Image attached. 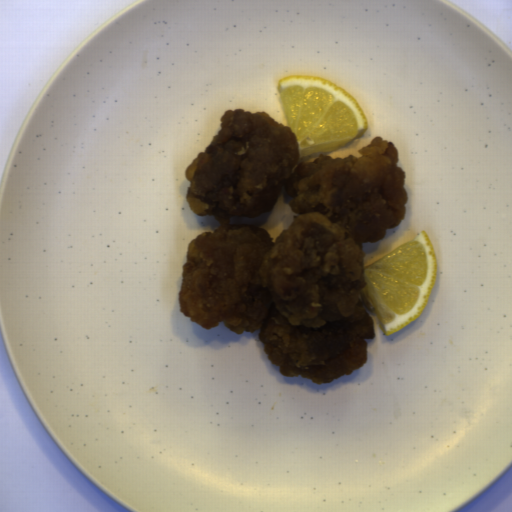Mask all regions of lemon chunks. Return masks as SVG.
Wrapping results in <instances>:
<instances>
[{
	"label": "lemon chunks",
	"instance_id": "obj_1",
	"mask_svg": "<svg viewBox=\"0 0 512 512\" xmlns=\"http://www.w3.org/2000/svg\"><path fill=\"white\" fill-rule=\"evenodd\" d=\"M277 91L287 127L296 134L300 159L338 151L369 128L356 97L330 80L308 74L286 75L278 80Z\"/></svg>",
	"mask_w": 512,
	"mask_h": 512
},
{
	"label": "lemon chunks",
	"instance_id": "obj_2",
	"mask_svg": "<svg viewBox=\"0 0 512 512\" xmlns=\"http://www.w3.org/2000/svg\"><path fill=\"white\" fill-rule=\"evenodd\" d=\"M434 244L424 230L364 268L362 302L388 336L421 317L437 280Z\"/></svg>",
	"mask_w": 512,
	"mask_h": 512
}]
</instances>
